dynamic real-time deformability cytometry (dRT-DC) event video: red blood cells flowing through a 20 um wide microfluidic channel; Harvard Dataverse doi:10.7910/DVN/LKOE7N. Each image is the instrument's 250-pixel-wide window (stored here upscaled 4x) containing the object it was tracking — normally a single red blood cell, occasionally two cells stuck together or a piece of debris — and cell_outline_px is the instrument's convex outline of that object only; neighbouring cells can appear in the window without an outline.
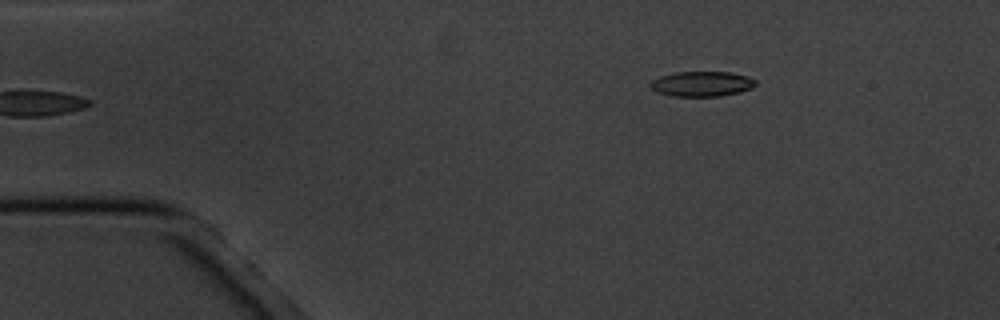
{"species": "common noctule bat (a hibernating species)", "species_latin": "Nyctalus noctula", "temperature_condition": "cold", "stored_images_in_passage": 3, "camera_frame_rate_fps": 3000, "um_per_image_px": 0.085, "animal": {"sex": "male", "body_mass_g": 20.1, "forearm_length_mm": 53.5}, "frame": {"image": 1, "passage_image": 3, "time_ms": 2.333, "image_size_px": [1000, 320], "cell_outline_px": [[756, 84], [752, 88], [720, 96], [672, 96], [656, 92], [648, 84], [652, 80], [660, 76], [676, 72], [732, 72], [748, 76], [756, 80]], "centroid_in_image_um": [59.64, 7.12], "position_along_channel_um": 25.4, "area_um2": 15.37}}